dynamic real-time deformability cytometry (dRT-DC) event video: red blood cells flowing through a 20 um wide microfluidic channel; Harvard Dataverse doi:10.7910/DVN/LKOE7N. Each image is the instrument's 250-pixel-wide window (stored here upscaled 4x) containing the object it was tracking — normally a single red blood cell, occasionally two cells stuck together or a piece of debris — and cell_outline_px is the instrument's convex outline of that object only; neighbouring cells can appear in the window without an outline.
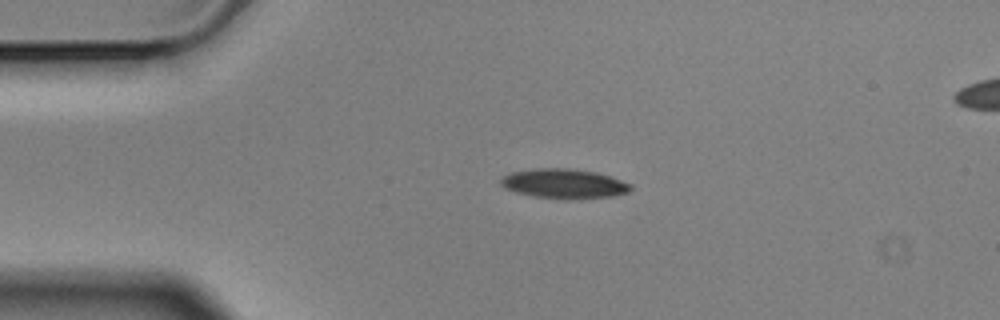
{"species": "Egyptian fruit bat (a non-hibernating species)", "species_latin": "Rousettus aegyptiacus", "temperature_condition": "cold", "stored_images_in_passage": 3, "camera_frame_rate_fps": 3000, "um_per_image_px": 0.085, "animal": {"sex": "male"}, "frame": {"image": 1, "passage_image": 2, "time_ms": 0.333, "image_size_px": [1000, 320], "cell_outline_px": [[632, 188], [628, 192], [612, 196], [572, 200], [564, 200], [532, 196], [516, 192], [504, 188], [500, 184], [500, 180], [504, 176], [512, 172], [536, 168], [568, 168], [596, 172], [612, 176], [632, 184]], "centroid_in_image_um": [47.96, 15.62], "position_along_channel_um": 37.0, "area_um2": 22.72}}